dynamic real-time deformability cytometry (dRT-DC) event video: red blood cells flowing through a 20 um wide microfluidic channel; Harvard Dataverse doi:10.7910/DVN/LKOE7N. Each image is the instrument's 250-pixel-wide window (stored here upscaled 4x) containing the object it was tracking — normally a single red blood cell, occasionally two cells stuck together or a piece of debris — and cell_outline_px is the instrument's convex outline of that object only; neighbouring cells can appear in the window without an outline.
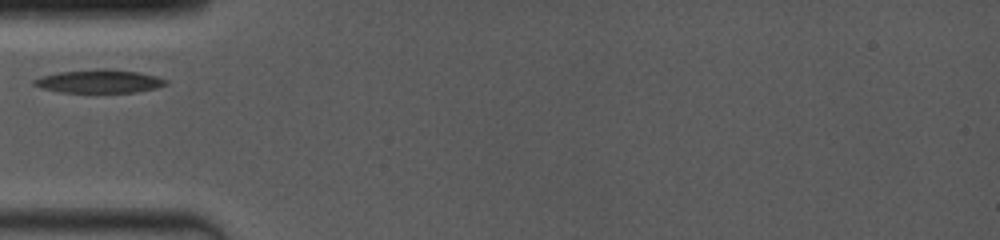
{"species": "common noctule bat (a hibernating species)", "species_latin": "Nyctalus noctula", "temperature_condition": "room temperature", "stored_images_in_passage": 6, "camera_frame_rate_fps": 4000, "um_per_image_px": 0.085, "animal": {"sex": "female", "body_mass_g": 19.0, "forearm_length_mm": 53.3}, "frame": {"image": 1, "passage_image": 1, "time_ms": 0.0, "image_size_px": [1000, 240], "cell_outline_px": [[168, 84], [156, 88], [136, 92], [60, 92], [40, 88], [32, 84], [32, 80], [40, 76], [56, 72], [96, 68], [112, 68], [140, 72], [156, 76], [168, 80]], "centroid_in_image_um": [8.42, 6.89], "position_along_channel_um": 76.6, "area_um2": 18.32}}
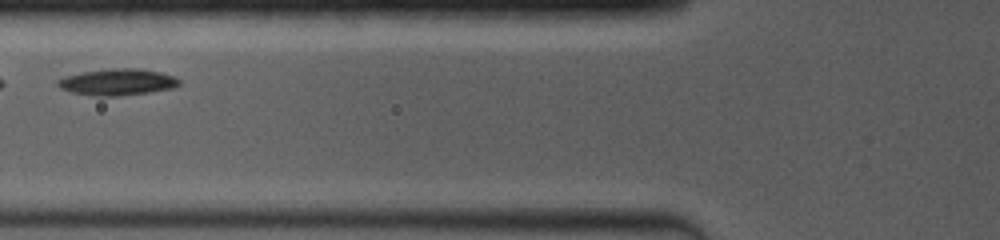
{"frame": {"image": 2, "passage_image": 2, "time_ms": 1.0, "image_size_px": [1000, 240], "cell_outline_px": [[180, 84], [172, 88], [148, 92], [120, 96], [92, 96], [72, 92], [60, 88], [56, 84], [56, 80], [64, 76], [80, 72], [112, 68], [136, 68], [160, 72], [172, 76], [180, 80]], "centroid_in_image_um": [9.93, 6.97], "position_along_channel_um": 115.9, "area_um2": 18.79}}
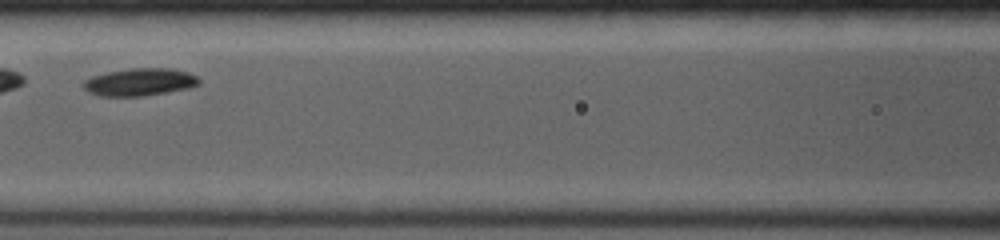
{"frame": {"image": 3, "passage_image": 3, "time_ms": 2.0, "image_size_px": [1000, 240], "cell_outline_px": [[200, 84], [188, 88], [144, 96], [100, 96], [88, 92], [84, 88], [84, 80], [92, 76], [108, 72], [128, 68], [172, 68], [188, 72], [196, 76], [200, 80]], "centroid_in_image_um": [11.88, 6.97], "position_along_channel_um": 154.7, "area_um2": 18.55}}